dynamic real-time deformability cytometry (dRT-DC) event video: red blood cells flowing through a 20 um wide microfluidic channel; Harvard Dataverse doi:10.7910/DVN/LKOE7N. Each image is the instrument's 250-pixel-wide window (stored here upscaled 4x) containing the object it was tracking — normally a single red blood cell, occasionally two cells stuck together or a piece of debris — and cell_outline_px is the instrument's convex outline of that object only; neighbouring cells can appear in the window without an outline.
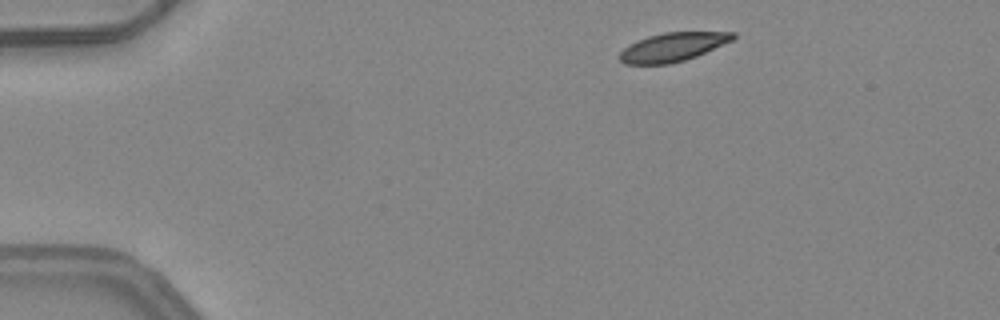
{"species": "common noctule bat (a hibernating species)", "species_latin": "Nyctalus noctula", "temperature_condition": "warm", "stored_images_in_passage": 3, "camera_frame_rate_fps": 3000, "um_per_image_px": 0.085, "animal": {"sex": "female", "body_mass_g": 24.6, "forearm_length_mm": 56.2}, "frame": {"image": 1, "passage_image": 1, "time_ms": 0.0, "image_size_px": [1000, 320], "cell_outline_px": [[736, 36], [732, 40], [696, 56], [684, 60], [668, 64], [624, 64], [616, 56], [628, 44], [636, 40], [648, 36], [664, 32], [736, 32]], "centroid_in_image_um": [57.12, 3.99], "position_along_channel_um": 27.9, "area_um2": 18.96}}